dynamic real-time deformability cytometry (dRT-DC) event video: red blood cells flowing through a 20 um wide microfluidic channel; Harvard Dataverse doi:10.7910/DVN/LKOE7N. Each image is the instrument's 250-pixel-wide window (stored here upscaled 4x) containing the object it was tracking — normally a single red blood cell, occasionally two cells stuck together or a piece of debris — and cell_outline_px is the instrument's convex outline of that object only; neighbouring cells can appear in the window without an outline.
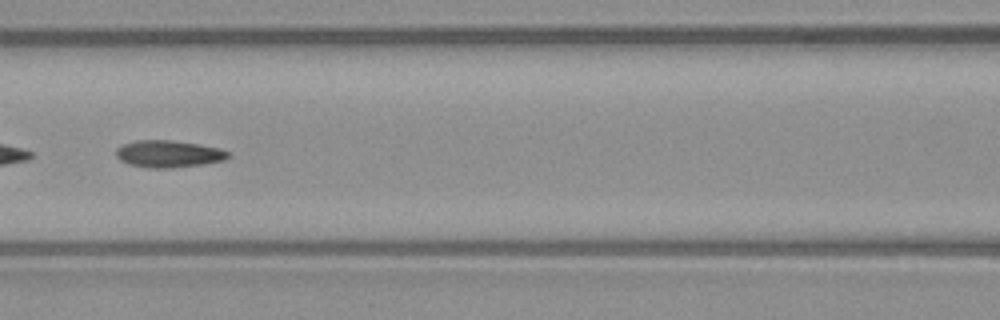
{"species": "common noctule bat (a hibernating species)", "species_latin": "Nyctalus noctula", "temperature_condition": "warm", "stored_images_in_passage": 47, "camera_frame_rate_fps": 3000, "um_per_image_px": 0.085, "animal": {"sex": "male", "body_mass_g": 23.1, "forearm_length_mm": 52.7}, "frame": {"image": 1, "passage_image": 17, "time_ms": 5.333, "image_size_px": [1000, 320], "cell_outline_px": [[232, 156], [224, 160], [200, 164], [168, 168], [148, 168], [128, 164], [120, 160], [116, 156], [116, 148], [124, 144], [136, 140], [172, 140], [200, 144], [220, 148], [232, 152]], "centroid_in_image_um": [14.35, 13.07], "position_along_channel_um": 152.2, "area_um2": 17.8}}
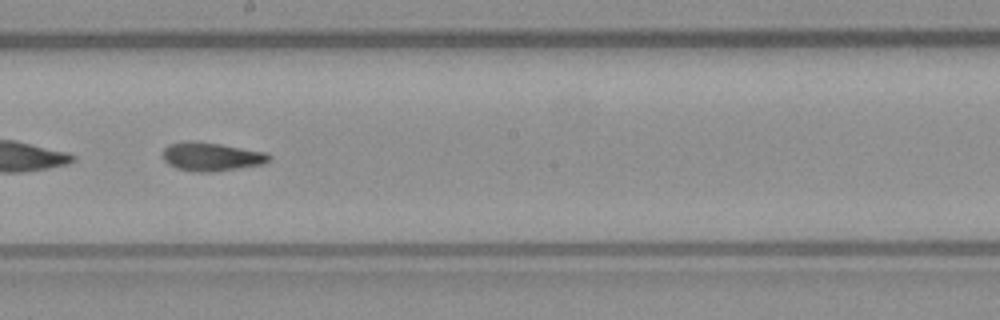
{"frame": {"image": 2, "passage_image": 23, "time_ms": 7.333, "image_size_px": [1000, 320], "cell_outline_px": [[272, 160], [264, 164], [212, 172], [196, 172], [176, 168], [168, 164], [164, 160], [164, 148], [168, 144], [184, 140], [196, 140], [268, 152], [272, 156]], "centroid_in_image_um": [17.99, 13.3], "position_along_channel_um": 230.2, "area_um2": 18.03}}
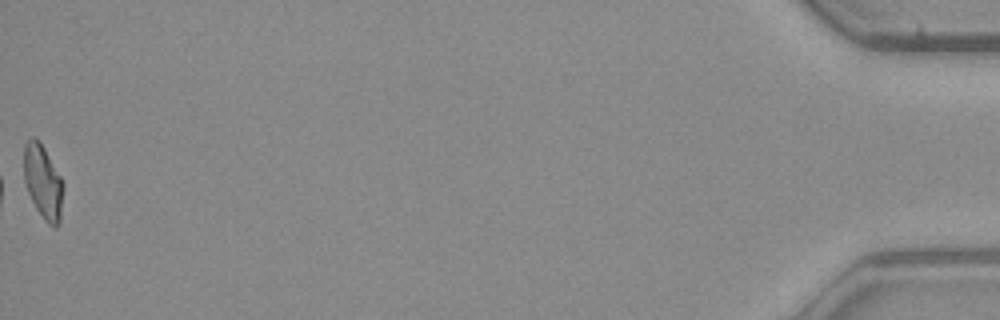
{"frame": {"image": 3, "passage_image": 47, "time_ms": 15.333, "image_size_px": [1000, 320], "cell_outline_px": [[64, 188], [60, 224], [56, 228], [48, 224], [44, 220], [36, 208], [28, 192], [24, 180], [24, 144], [32, 136], [36, 136], [40, 140], [60, 176], [64, 184]], "centroid_in_image_um": [3.67, 15.46], "position_along_channel_um": 431.5, "area_um2": 17.22}, "authors_computed_cell_mechanics": {"area_um2": 17.4556, "velocity_mm_per_s": 3.9074, "shape_relaxation_time_tau1_ms": null, "shape_relaxation_time_tau2_ms": 2.2005, "deformation_change_tau1": null, "deformation_change_tau2": 0.1005}}